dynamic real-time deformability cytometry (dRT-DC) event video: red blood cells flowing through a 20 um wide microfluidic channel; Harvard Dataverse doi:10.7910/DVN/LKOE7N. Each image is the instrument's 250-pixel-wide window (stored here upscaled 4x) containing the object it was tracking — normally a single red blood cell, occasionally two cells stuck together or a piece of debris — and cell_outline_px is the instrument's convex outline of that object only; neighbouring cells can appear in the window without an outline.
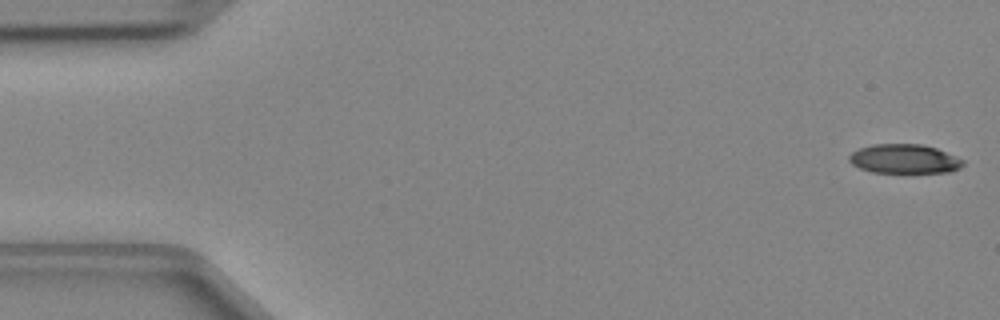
{"species": "Egyptian fruit bat (a non-hibernating species)", "species_latin": "Rousettus aegyptiacus", "temperature_condition": "cold", "stored_images_in_passage": 47, "camera_frame_rate_fps": 3000, "um_per_image_px": 0.085, "animal": {"sex": "female"}, "frame": {"image": 1, "passage_image": 1, "time_ms": 0.0, "image_size_px": [1000, 320], "cell_outline_px": [[964, 164], [960, 168], [948, 172], [872, 172], [860, 168], [852, 164], [848, 160], [848, 156], [852, 152], [860, 148], [872, 144], [924, 144], [936, 148], [964, 160]], "centroid_in_image_um": [76.85, 13.5], "position_along_channel_um": 8.1, "area_um2": 19.31}}
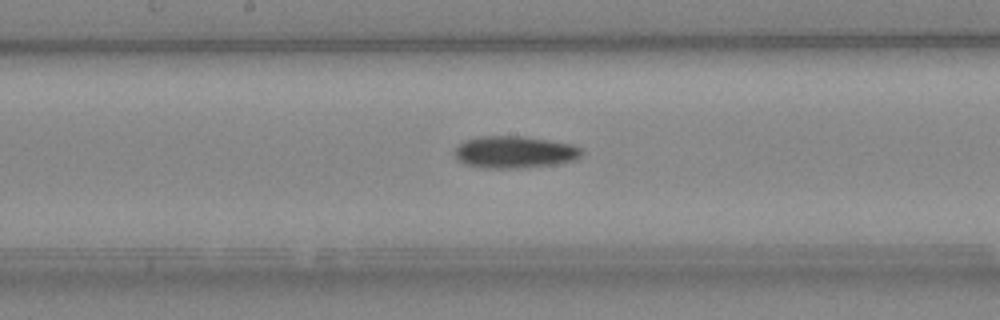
{"frame": {"image": 2, "passage_image": 24, "time_ms": 7.667, "image_size_px": [1000, 320], "cell_outline_px": [[584, 152], [576, 160], [552, 164], [524, 168], [484, 168], [464, 164], [456, 160], [452, 152], [460, 144], [468, 140], [480, 136], [520, 136], [572, 144], [580, 148]], "centroid_in_image_um": [43.7, 12.94], "position_along_channel_um": 204.5, "area_um2": 23.7}}
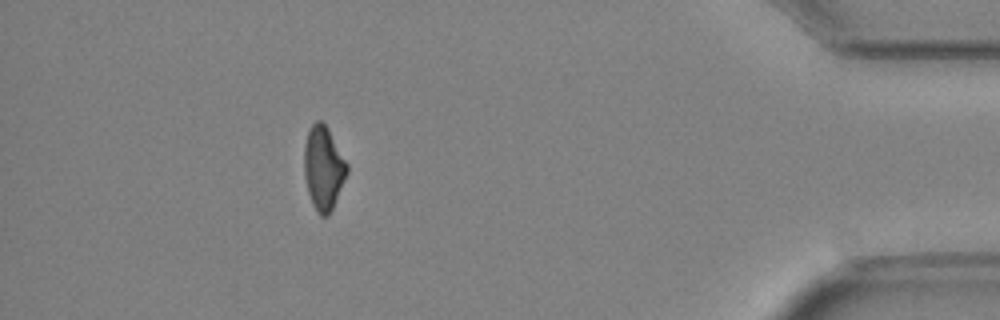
{"frame": {"image": 3, "passage_image": 42, "time_ms": 13.667, "image_size_px": [1000, 320], "cell_outline_px": [[348, 172], [332, 208], [328, 216], [320, 216], [316, 212], [312, 204], [308, 192], [304, 176], [304, 144], [308, 132], [312, 124], [316, 120], [320, 120], [328, 128], [348, 164]], "centroid_in_image_um": [27.48, 14.28], "position_along_channel_um": 407.7, "area_um2": 20.87}}